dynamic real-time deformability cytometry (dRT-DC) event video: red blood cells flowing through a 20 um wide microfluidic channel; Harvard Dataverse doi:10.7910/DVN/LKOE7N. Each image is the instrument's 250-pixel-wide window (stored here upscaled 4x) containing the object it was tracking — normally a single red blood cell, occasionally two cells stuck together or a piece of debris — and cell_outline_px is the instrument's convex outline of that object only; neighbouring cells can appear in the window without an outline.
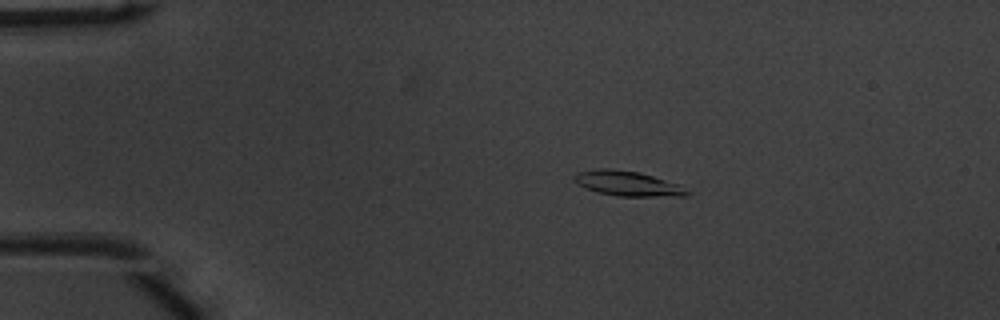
{"species": "common noctule bat (a hibernating species)", "species_latin": "Nyctalus noctula", "temperature_condition": "warm", "stored_images_in_passage": 42, "camera_frame_rate_fps": 3000, "um_per_image_px": 0.085, "animal": {"sex": "male", "body_mass_g": 20.1, "forearm_length_mm": 53.5}, "frame": {"image": 1, "passage_image": 1, "time_ms": 0.0, "image_size_px": [1000, 320], "cell_outline_px": [[692, 192], [688, 196], [616, 196], [600, 192], [588, 188], [572, 180], [576, 172], [596, 168], [608, 168], [640, 172], [680, 184]], "centroid_in_image_um": [53.4, 15.59], "position_along_channel_um": 31.6, "area_um2": 16.47}}
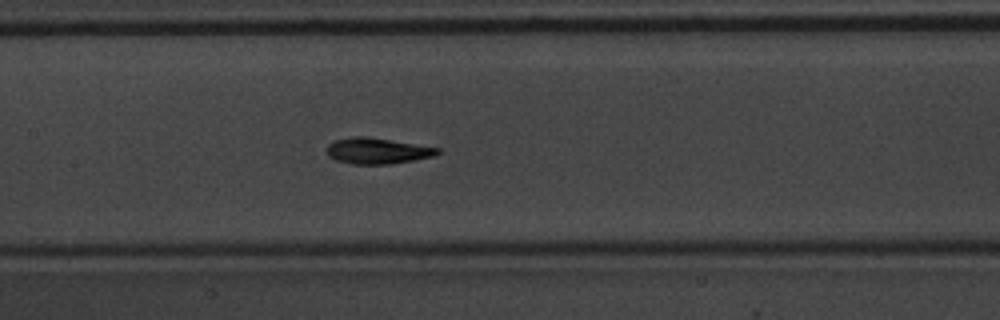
{"frame": {"image": 2, "passage_image": 16, "time_ms": 5.0, "image_size_px": [1000, 320], "cell_outline_px": [[440, 152], [436, 156], [388, 164], [352, 164], [336, 160], [328, 156], [324, 148], [328, 144], [336, 140], [352, 136], [368, 136], [440, 148]], "centroid_in_image_um": [32.04, 12.81], "position_along_channel_um": 175.4, "area_um2": 16.88}}
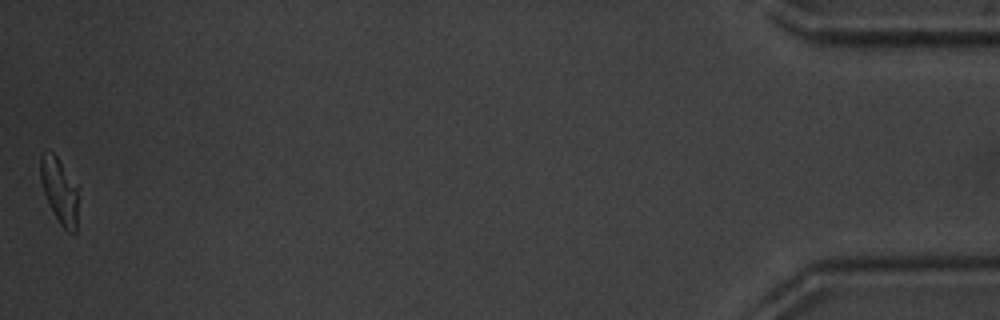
{"frame": {"image": 3, "passage_image": 42, "time_ms": 13.667, "image_size_px": [1000, 320], "cell_outline_px": [[76, 232], [68, 232], [60, 224], [44, 192], [40, 180], [40, 156], [52, 152], [56, 156], [76, 188]], "centroid_in_image_um": [5.02, 16.23], "position_along_channel_um": 430.2, "area_um2": 13.35}, "authors_computed_cell_mechanics": {"area_um2": 16.2418, "velocity_mm_per_s": 3.9842, "shape_relaxation_time_tau1_ms": 2.5683, "shape_relaxation_time_tau2_ms": 2.1601, "deformation_change_tau1": 0.1644, "deformation_change_tau2": 0.0753}}